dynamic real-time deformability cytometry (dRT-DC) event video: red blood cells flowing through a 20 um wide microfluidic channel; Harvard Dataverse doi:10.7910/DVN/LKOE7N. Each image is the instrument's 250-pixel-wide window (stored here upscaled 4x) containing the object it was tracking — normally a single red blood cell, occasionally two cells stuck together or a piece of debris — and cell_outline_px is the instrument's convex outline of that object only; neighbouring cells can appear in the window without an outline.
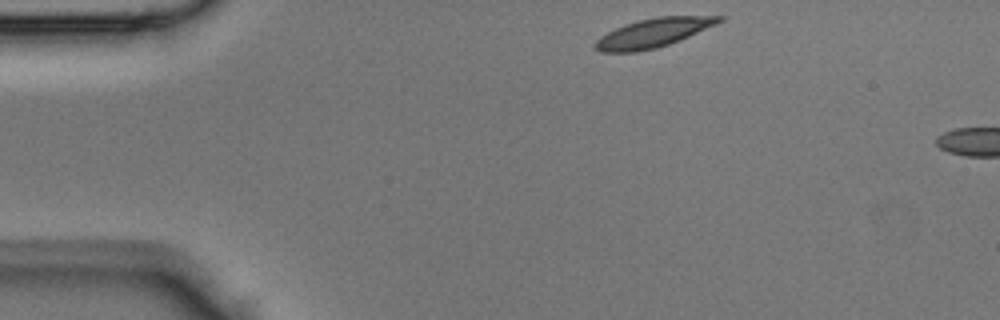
{"species": "Egyptian fruit bat (a non-hibernating species)", "species_latin": "Rousettus aegyptiacus", "temperature_condition": "room temperature", "stored_images_in_passage": 4, "camera_frame_rate_fps": 3000, "um_per_image_px": 0.085, "animal": {"sex": "male"}, "frame": {"image": 1, "passage_image": 1, "time_ms": 0.0, "image_size_px": [1000, 320], "cell_outline_px": [[724, 20], [716, 24], [680, 40], [656, 48], [636, 52], [600, 52], [592, 48], [592, 44], [600, 36], [624, 24], [656, 16], [724, 16]], "centroid_in_image_um": [55.48, 2.8], "position_along_channel_um": 29.5, "area_um2": 20.87}}